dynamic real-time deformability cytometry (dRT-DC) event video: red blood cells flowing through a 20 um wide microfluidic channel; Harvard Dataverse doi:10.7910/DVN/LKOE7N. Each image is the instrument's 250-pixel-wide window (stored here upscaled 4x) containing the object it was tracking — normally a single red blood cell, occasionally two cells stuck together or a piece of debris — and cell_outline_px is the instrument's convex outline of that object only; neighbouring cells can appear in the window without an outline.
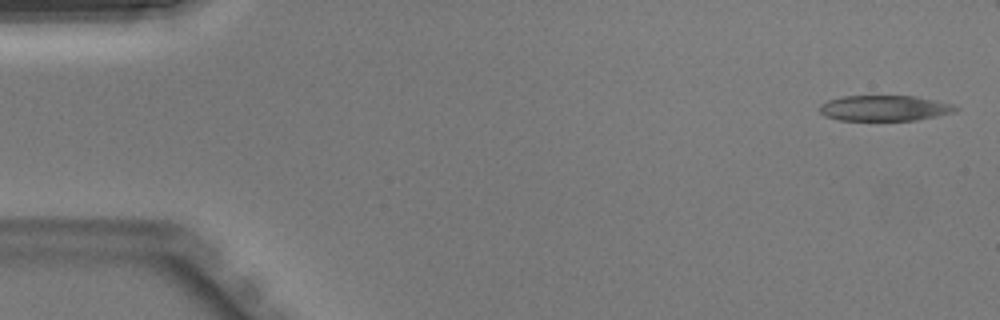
{"species": "Egyptian fruit bat (a non-hibernating species)", "species_latin": "Rousettus aegyptiacus", "temperature_condition": "warm", "stored_images_in_passage": 39, "camera_frame_rate_fps": 3000, "um_per_image_px": 0.085, "animal": {"sex": "male"}, "frame": {"image": 1, "passage_image": 1, "time_ms": 0.0, "image_size_px": [1000, 320], "cell_outline_px": [[960, 108], [956, 112], [916, 120], [840, 120], [824, 116], [820, 112], [820, 104], [828, 100], [844, 96], [916, 96], [952, 104]], "centroid_in_image_um": [75.19, 9.19], "position_along_channel_um": 9.8, "area_um2": 20.23}}
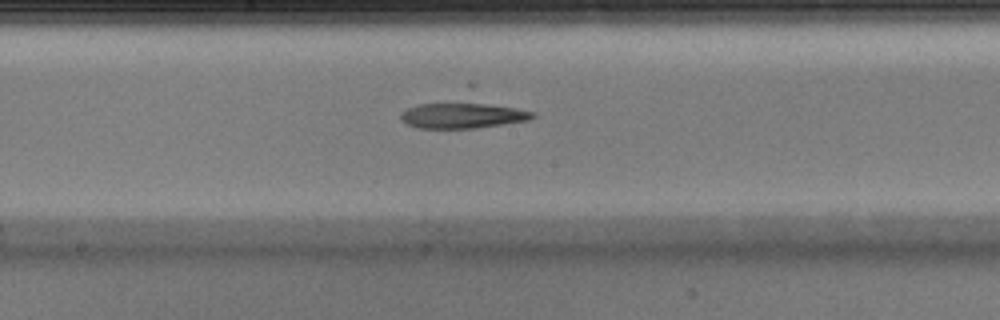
{"frame": {"image": 2, "passage_image": 22, "time_ms": 7.0, "image_size_px": [1000, 320], "cell_outline_px": [[536, 116], [528, 120], [476, 128], [416, 128], [400, 120], [400, 112], [408, 108], [420, 104], [468, 100], [472, 100], [516, 108], [536, 112]], "centroid_in_image_um": [39.32, 9.77], "position_along_channel_um": 208.9, "area_um2": 20.46}}
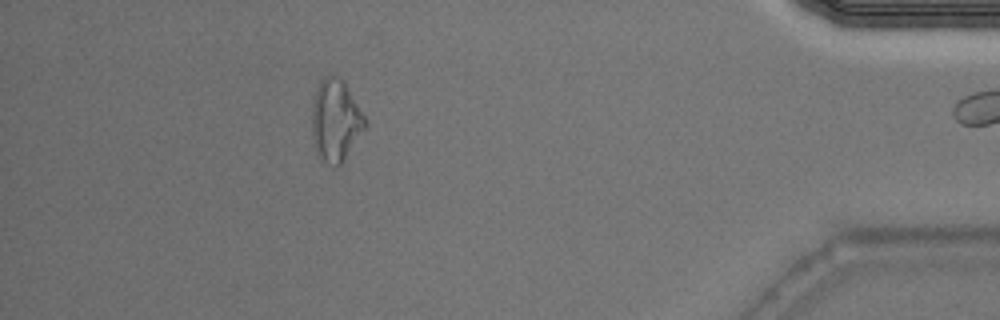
{"frame": {"image": 3, "passage_image": 38, "time_ms": 12.333, "image_size_px": [1000, 320], "cell_outline_px": [[368, 124], [344, 160], [336, 168], [332, 168], [316, 152], [312, 136], [312, 108], [316, 88], [320, 80], [328, 72], [336, 76], [348, 88], [364, 116]], "centroid_in_image_um": [28.51, 10.25], "position_along_channel_um": 406.7, "area_um2": 25.32}}